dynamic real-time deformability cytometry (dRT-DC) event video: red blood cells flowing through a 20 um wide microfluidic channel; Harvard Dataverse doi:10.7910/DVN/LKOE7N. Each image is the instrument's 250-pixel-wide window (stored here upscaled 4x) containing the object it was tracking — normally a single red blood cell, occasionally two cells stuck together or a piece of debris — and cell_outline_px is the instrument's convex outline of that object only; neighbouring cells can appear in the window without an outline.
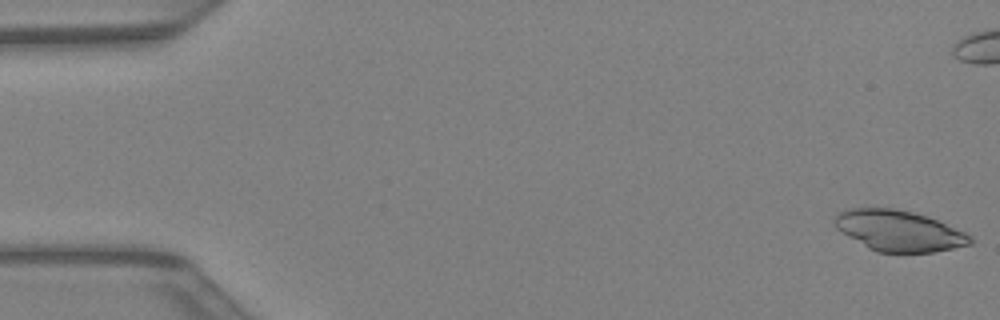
{"species": "Egyptian fruit bat (a non-hibernating species)", "species_latin": "Rousettus aegyptiacus", "temperature_condition": "warm", "stored_images_in_passage": 43, "camera_frame_rate_fps": 3000, "um_per_image_px": 0.085, "animal": {"sex": "female"}, "frame": {"image": 1, "passage_image": 1, "time_ms": 0.0, "image_size_px": [1000, 320], "cell_outline_px": [[972, 244], [932, 252], [876, 252], [868, 248], [848, 236], [836, 228], [832, 220], [840, 212], [848, 208], [896, 208], [928, 216], [964, 232], [972, 236]], "centroid_in_image_um": [76.39, 19.61], "position_along_channel_um": 8.6, "area_um2": 32.08}}
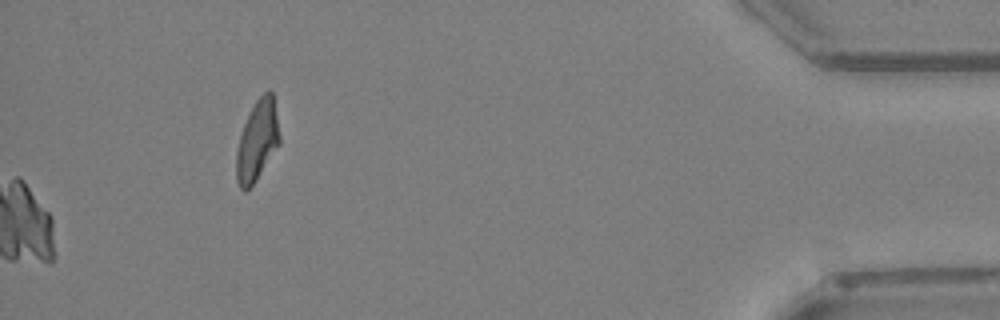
{"frame": {"image": 2, "passage_image": 43, "time_ms": 14.0, "image_size_px": [1000, 320], "cell_outline_px": [[280, 144], [252, 184], [244, 192], [240, 188], [236, 180], [236, 152], [240, 136], [244, 124], [256, 100], [268, 88], [272, 92], [280, 136]], "centroid_in_image_um": [21.86, 11.95], "position_along_channel_um": 413.3, "area_um2": 19.88}}